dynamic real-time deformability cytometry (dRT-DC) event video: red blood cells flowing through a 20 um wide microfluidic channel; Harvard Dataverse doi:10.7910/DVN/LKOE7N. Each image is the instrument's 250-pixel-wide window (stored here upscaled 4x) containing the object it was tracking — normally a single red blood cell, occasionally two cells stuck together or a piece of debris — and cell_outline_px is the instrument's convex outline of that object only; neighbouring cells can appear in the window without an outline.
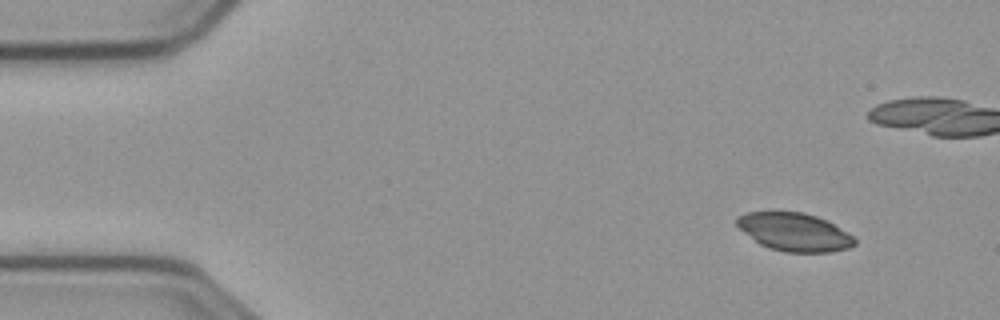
{"species": "common noctule bat (a hibernating species)", "species_latin": "Nyctalus noctula", "temperature_condition": "cold", "stored_images_in_passage": 4, "camera_frame_rate_fps": 3000, "um_per_image_px": 0.085, "animal": {"sex": "male", "body_mass_g": 23.1, "forearm_length_mm": 52.7}, "frame": {"image": 1, "passage_image": 1, "time_ms": 0.0, "image_size_px": [1000, 320], "cell_outline_px": [[856, 244], [848, 248], [828, 252], [784, 252], [768, 248], [760, 244], [740, 228], [736, 224], [736, 220], [740, 216], [748, 212], [804, 212], [828, 220], [852, 236], [856, 240]], "centroid_in_image_um": [67.55, 19.72], "position_along_channel_um": 17.5, "area_um2": 25.89}}